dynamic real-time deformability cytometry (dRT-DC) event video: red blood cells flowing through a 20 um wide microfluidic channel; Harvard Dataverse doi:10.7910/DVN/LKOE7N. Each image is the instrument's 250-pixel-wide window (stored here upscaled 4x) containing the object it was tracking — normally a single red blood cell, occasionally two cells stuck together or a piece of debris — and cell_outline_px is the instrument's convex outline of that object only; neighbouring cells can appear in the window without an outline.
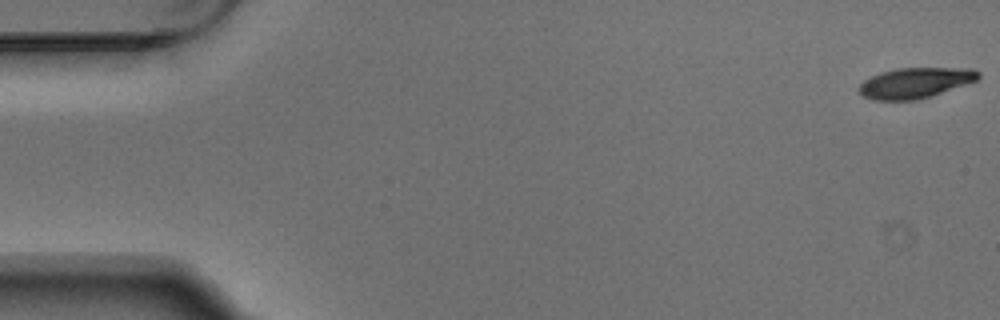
{"species": "Egyptian fruit bat (a non-hibernating species)", "species_latin": "Rousettus aegyptiacus", "temperature_condition": "warm", "stored_images_in_passage": 6, "camera_frame_rate_fps": 3000, "um_per_image_px": 0.085, "animal": {"sex": "male"}, "frame": {"image": 1, "passage_image": 1, "time_ms": 0.0, "image_size_px": [1000, 320], "cell_outline_px": [[980, 76], [976, 80], [916, 100], [872, 100], [864, 96], [856, 88], [864, 80], [880, 72], [896, 68], [972, 68], [980, 72]], "centroid_in_image_um": [77.74, 7.03], "position_along_channel_um": 7.3, "area_um2": 20.92}}
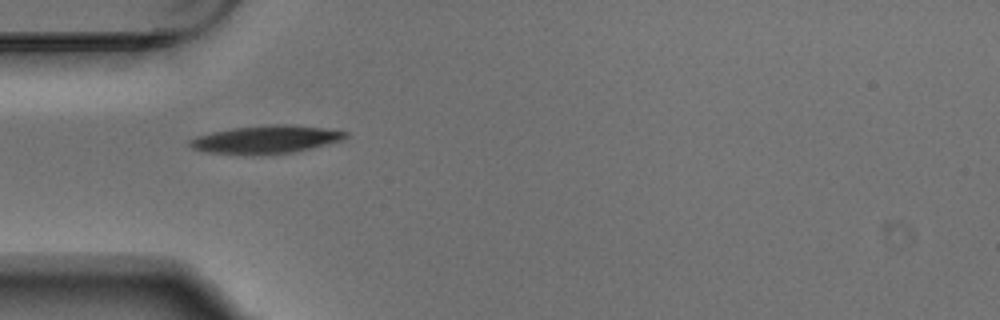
{"frame": {"image": 2, "passage_image": 5, "time_ms": 1.333, "image_size_px": [1000, 320], "cell_outline_px": [[348, 136], [340, 140], [292, 152], [204, 152], [192, 148], [188, 144], [188, 140], [196, 136], [212, 132], [232, 128], [272, 124], [288, 124], [320, 128], [348, 132]], "centroid_in_image_um": [22.56, 11.81], "position_along_channel_um": 62.4, "area_um2": 24.04}}
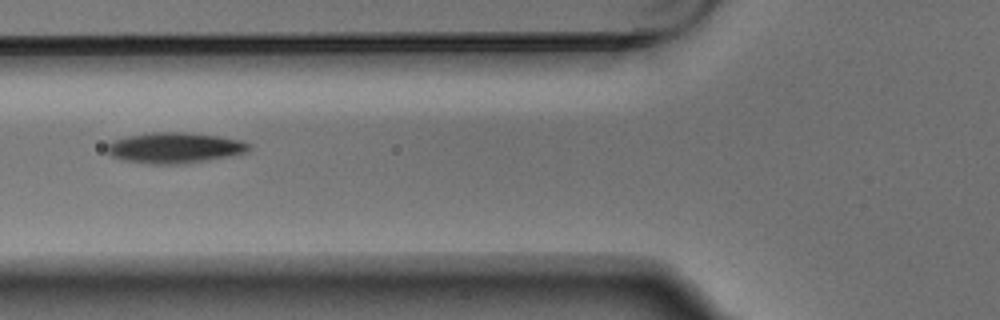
{"frame": {"image": 3, "passage_image": 6, "time_ms": 1.667, "image_size_px": [1000, 320], "cell_outline_px": [[252, 144], [248, 152], [208, 160], [184, 164], [148, 164], [124, 160], [112, 156], [104, 148], [108, 144], [116, 140], [128, 136], [152, 132], [184, 132], [220, 136], [240, 140]], "centroid_in_image_um": [14.87, 12.57], "position_along_channel_um": 110.9, "area_um2": 25.43}}